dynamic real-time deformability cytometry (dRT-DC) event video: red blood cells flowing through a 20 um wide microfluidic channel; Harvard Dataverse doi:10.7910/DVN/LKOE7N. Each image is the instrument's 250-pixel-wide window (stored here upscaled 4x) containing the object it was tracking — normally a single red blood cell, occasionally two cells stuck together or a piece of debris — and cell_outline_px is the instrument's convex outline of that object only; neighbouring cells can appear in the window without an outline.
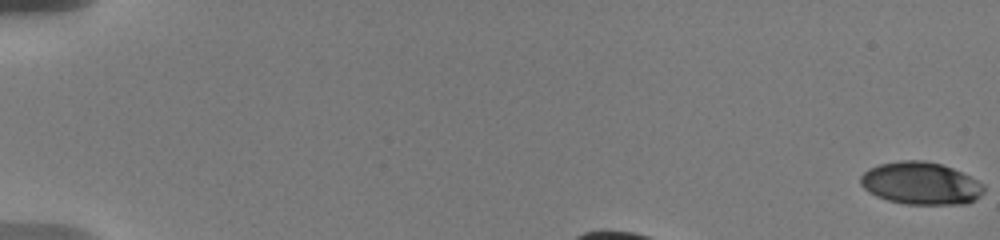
{"species": "human", "species_latin": "Homo sapiens", "temperature_condition": "warm", "stored_images_in_passage": 45, "camera_frame_rate_fps": 3000, "um_per_image_px": 0.085, "donor": {"sex": "male"}, "frame": {"image": 1, "passage_image": 1, "time_ms": 0.0, "image_size_px": [1000, 240], "cell_outline_px": [[984, 192], [976, 200], [968, 204], [908, 204], [888, 200], [876, 196], [868, 192], [860, 184], [860, 176], [868, 168], [880, 164], [900, 160], [924, 160], [940, 164], [952, 168], [984, 184]], "centroid_in_image_um": [78.26, 15.59], "position_along_channel_um": 6.7, "area_um2": 30.58}}
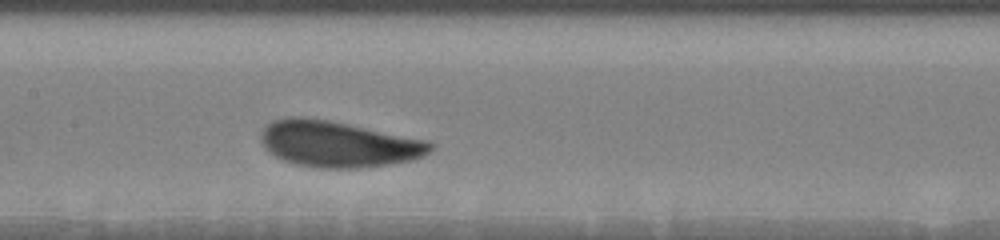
{"frame": {"image": 2, "passage_image": 22, "time_ms": 6.667, "image_size_px": [1000, 240], "cell_outline_px": [[432, 148], [424, 156], [412, 160], [388, 164], [360, 168], [320, 168], [296, 164], [284, 160], [268, 152], [264, 148], [260, 136], [264, 128], [272, 120], [288, 116], [296, 116], [328, 120], [424, 140], [432, 144]], "centroid_in_image_um": [28.69, 12.25], "position_along_channel_um": 178.7, "area_um2": 45.03}}
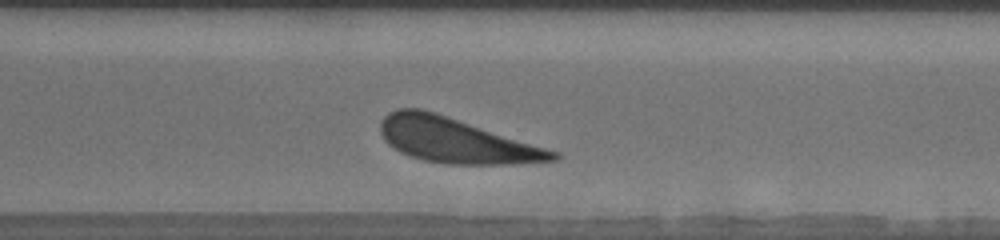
{"frame": {"image": 3, "passage_image": 40, "time_ms": 11.0, "image_size_px": [1000, 240], "cell_outline_px": [[560, 160], [512, 164], [448, 164], [424, 160], [400, 152], [388, 144], [384, 140], [380, 132], [380, 124], [384, 116], [388, 112], [400, 108], [420, 108], [436, 112], [560, 152]], "centroid_in_image_um": [38.77, 11.93], "position_along_channel_um": 331.8, "area_um2": 45.14}, "authors_computed_cell_mechanics": {"area_um2": 44.5638, "velocity_mm_per_s": 3.5468, "shape_relaxation_time_tau1_ms": 2.8816, "shape_relaxation_time_tau2_ms": null, "deformation_change_tau1": 0.1241, "deformation_change_tau2": null}}